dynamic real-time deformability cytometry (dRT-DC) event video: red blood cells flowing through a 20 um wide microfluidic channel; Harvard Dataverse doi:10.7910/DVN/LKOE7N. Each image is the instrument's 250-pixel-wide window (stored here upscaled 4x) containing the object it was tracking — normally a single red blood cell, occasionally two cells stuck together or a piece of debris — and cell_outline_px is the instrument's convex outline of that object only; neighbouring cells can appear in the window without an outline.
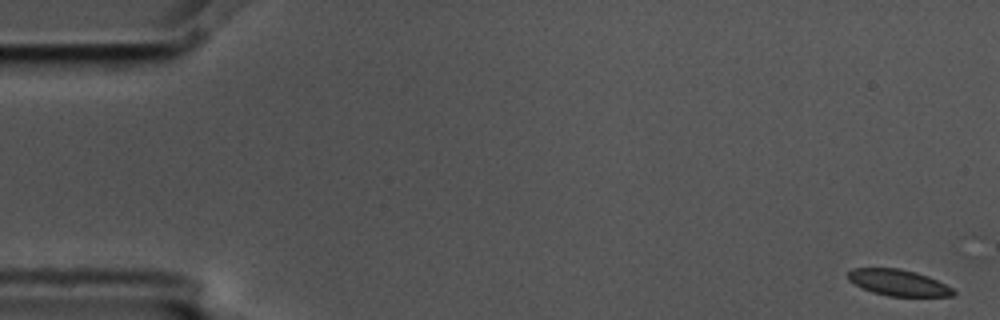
{"species": "common noctule bat (a hibernating species)", "species_latin": "Nyctalus noctula", "temperature_condition": "cold", "stored_images_in_passage": 3, "camera_frame_rate_fps": 3000, "um_per_image_px": 0.085, "animal": {"sex": "male", "body_mass_g": 17.5, "forearm_length_mm": 52.3}, "frame": {"image": 1, "passage_image": 1, "time_ms": 0.0, "image_size_px": [1000, 320], "cell_outline_px": [[956, 292], [952, 296], [888, 296], [872, 292], [848, 280], [848, 272], [852, 268], [900, 268], [916, 272], [928, 276], [952, 288]], "centroid_in_image_um": [76.35, 24.02], "position_along_channel_um": 8.6, "area_um2": 15.95}}